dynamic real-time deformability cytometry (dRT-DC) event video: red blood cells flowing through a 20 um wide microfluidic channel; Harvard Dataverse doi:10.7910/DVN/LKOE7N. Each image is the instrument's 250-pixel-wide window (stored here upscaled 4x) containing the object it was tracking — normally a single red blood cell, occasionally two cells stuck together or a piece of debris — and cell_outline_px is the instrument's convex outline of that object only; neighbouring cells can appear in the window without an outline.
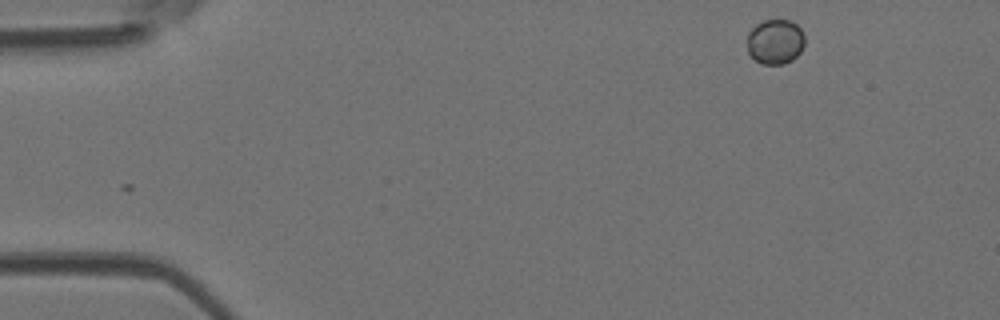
{"species": "Egyptian fruit bat (a non-hibernating species)", "species_latin": "Rousettus aegyptiacus", "temperature_condition": "room temperature", "stored_images_in_passage": 4, "camera_frame_rate_fps": 3000, "um_per_image_px": 0.085, "animal": {"sex": "female"}, "frame": {"image": 1, "passage_image": 1, "time_ms": 0.0, "image_size_px": [1000, 320], "cell_outline_px": [[804, 44], [800, 52], [792, 60], [784, 64], [764, 64], [756, 60], [748, 52], [748, 32], [756, 24], [764, 20], [788, 20], [796, 24], [804, 32]], "centroid_in_image_um": [65.9, 3.53], "position_along_channel_um": 19.1, "area_um2": 15.03}}